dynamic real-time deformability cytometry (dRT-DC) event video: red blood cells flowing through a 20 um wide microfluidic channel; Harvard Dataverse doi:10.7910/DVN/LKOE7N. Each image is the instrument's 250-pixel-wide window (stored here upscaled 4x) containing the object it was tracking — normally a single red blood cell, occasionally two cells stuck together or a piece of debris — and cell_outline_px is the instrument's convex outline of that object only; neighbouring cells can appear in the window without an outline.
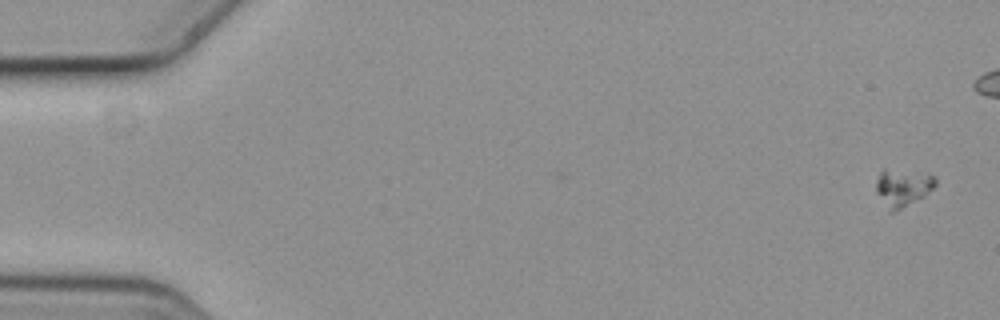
{"species": "common noctule bat (a hibernating species)", "species_latin": "Nyctalus noctula", "temperature_condition": "cold", "stored_images_in_passage": 13, "camera_frame_rate_fps": 3000, "um_per_image_px": 0.085, "animal": {"sex": "female", "body_mass_g": 19.3, "forearm_length_mm": 54.1}, "frame": {"image": 1, "passage_image": 1, "time_ms": 0.0, "image_size_px": [1000, 320], "cell_outline_px": [[936, 184], [924, 196], [896, 212], [888, 212], [876, 192], [876, 180], [880, 172], [884, 168], [936, 176]], "centroid_in_image_um": [76.68, 15.98], "position_along_channel_um": 8.3, "area_um2": 12.89}}
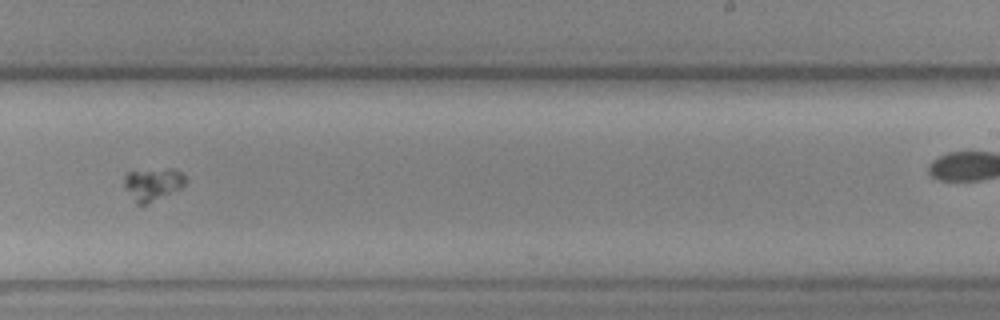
{"frame": {"image": 2, "passage_image": 10, "time_ms": 3.0, "image_size_px": [1000, 320], "cell_outline_px": [[188, 180], [180, 188], [148, 204], [136, 204], [124, 184], [124, 176], [128, 172], [168, 168], [172, 168], [180, 172]], "centroid_in_image_um": [13.0, 15.65], "position_along_channel_um": 276.0, "area_um2": 11.44}}
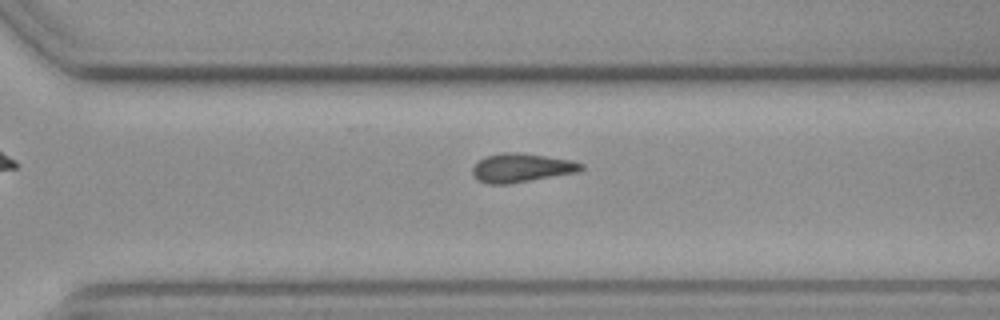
{"frame": {"image": 3, "passage_image": 13, "time_ms": 4.0, "image_size_px": [1000, 320], "cell_outline_px": [[584, 168], [576, 172], [508, 184], [488, 184], [476, 180], [472, 176], [472, 168], [484, 156], [500, 152], [516, 152], [572, 160], [584, 164]], "centroid_in_image_um": [44.27, 14.26], "position_along_channel_um": 326.3, "area_um2": 18.21}}